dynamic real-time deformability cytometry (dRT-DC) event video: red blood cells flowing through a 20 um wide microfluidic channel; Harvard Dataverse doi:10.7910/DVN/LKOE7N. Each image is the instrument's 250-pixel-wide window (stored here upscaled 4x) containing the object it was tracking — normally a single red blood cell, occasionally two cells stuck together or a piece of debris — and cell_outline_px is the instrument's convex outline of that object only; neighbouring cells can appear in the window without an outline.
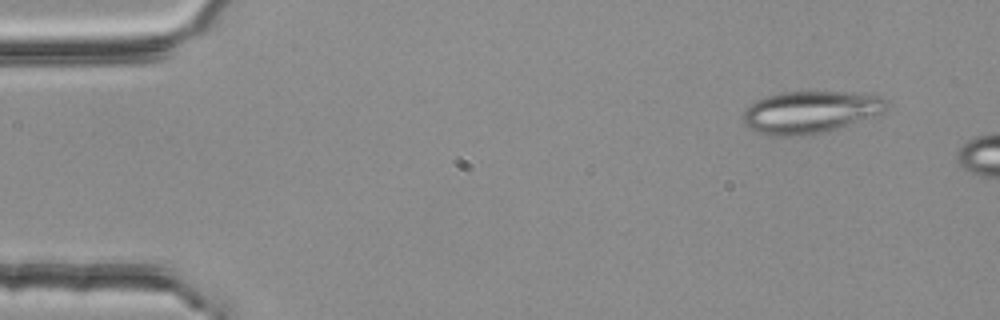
{"species": "common noctule bat (a hibernating species)", "species_latin": "Nyctalus noctula", "temperature_condition": "room temperature", "stored_images_in_passage": 3, "camera_frame_rate_fps": 3000, "um_per_image_px": 0.085, "animal": {"sex": "female", "body_mass_g": 25.1}, "frame": {"image": 1, "passage_image": 1, "time_ms": 0.0, "image_size_px": [1000, 320], "cell_outline_px": [[888, 108], [884, 112], [836, 128], [820, 132], [800, 136], [772, 136], [760, 132], [744, 124], [740, 120], [744, 112], [756, 100], [768, 96], [784, 92], [868, 92], [880, 96], [888, 104]], "centroid_in_image_um": [68.89, 9.51], "position_along_channel_um": 16.1, "area_um2": 34.97}}